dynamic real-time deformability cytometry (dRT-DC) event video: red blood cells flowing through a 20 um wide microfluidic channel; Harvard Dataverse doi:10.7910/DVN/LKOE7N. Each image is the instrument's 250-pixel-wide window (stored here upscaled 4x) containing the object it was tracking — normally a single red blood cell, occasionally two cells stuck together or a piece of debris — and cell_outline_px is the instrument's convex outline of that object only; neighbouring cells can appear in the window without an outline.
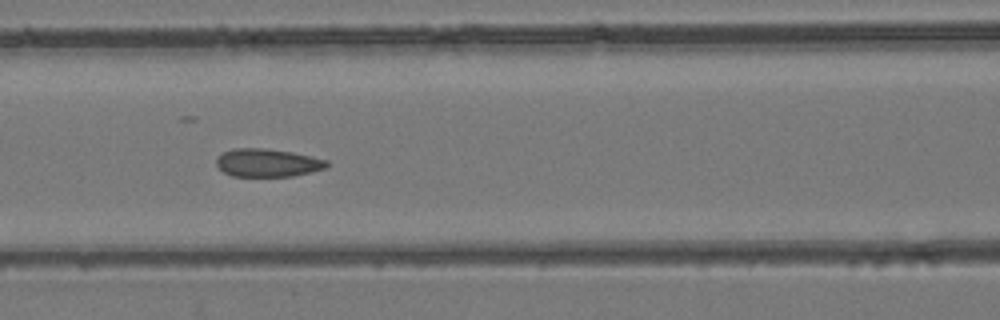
{"species": "common noctule bat (a hibernating species)", "species_latin": "Nyctalus noctula", "temperature_condition": "room temperature", "stored_images_in_passage": 16, "camera_frame_rate_fps": 3000, "um_per_image_px": 0.085, "animal": {"sex": "female", "body_mass_g": 24.6, "forearm_length_mm": 56.2}, "frame": {"image": 1, "passage_image": 10, "time_ms": 3.0, "image_size_px": [1000, 320], "cell_outline_px": [[328, 164], [324, 168], [292, 176], [232, 176], [224, 172], [216, 164], [216, 156], [232, 148], [268, 148], [292, 152], [328, 160]], "centroid_in_image_um": [22.69, 13.82], "position_along_channel_um": 143.9, "area_um2": 17.98}}